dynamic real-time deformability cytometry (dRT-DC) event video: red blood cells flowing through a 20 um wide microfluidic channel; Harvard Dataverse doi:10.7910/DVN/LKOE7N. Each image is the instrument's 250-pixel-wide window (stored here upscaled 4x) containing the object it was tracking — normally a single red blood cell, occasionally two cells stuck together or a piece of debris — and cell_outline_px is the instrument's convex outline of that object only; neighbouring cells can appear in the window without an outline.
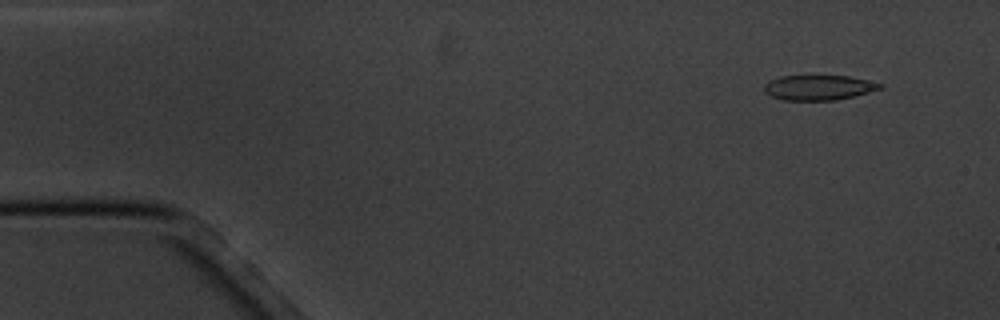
{"species": "common noctule bat (a hibernating species)", "species_latin": "Nyctalus noctula", "temperature_condition": "cold", "stored_images_in_passage": 5, "camera_frame_rate_fps": 3000, "um_per_image_px": 0.085, "animal": {"sex": "male", "body_mass_g": 20.1, "forearm_length_mm": 53.5}, "frame": {"image": 1, "passage_image": 2, "time_ms": 1.333, "image_size_px": [1000, 320], "cell_outline_px": [[884, 88], [836, 100], [784, 100], [772, 96], [764, 92], [764, 84], [780, 76], [848, 76], [884, 84]], "centroid_in_image_um": [69.59, 7.44], "position_along_channel_um": 15.4, "area_um2": 16.7}}
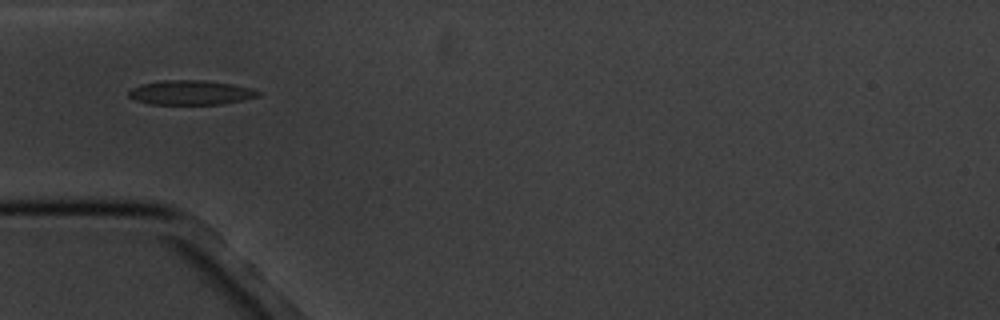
{"frame": {"image": 2, "passage_image": 5, "time_ms": 5.667, "image_size_px": [1000, 320], "cell_outline_px": [[260, 96], [244, 100], [220, 104], [152, 104], [132, 100], [128, 96], [128, 92], [132, 88], [140, 84], [164, 80], [204, 80], [232, 84], [252, 88], [260, 92]], "centroid_in_image_um": [16.2, 7.87], "position_along_channel_um": 68.8, "area_um2": 18.55}}